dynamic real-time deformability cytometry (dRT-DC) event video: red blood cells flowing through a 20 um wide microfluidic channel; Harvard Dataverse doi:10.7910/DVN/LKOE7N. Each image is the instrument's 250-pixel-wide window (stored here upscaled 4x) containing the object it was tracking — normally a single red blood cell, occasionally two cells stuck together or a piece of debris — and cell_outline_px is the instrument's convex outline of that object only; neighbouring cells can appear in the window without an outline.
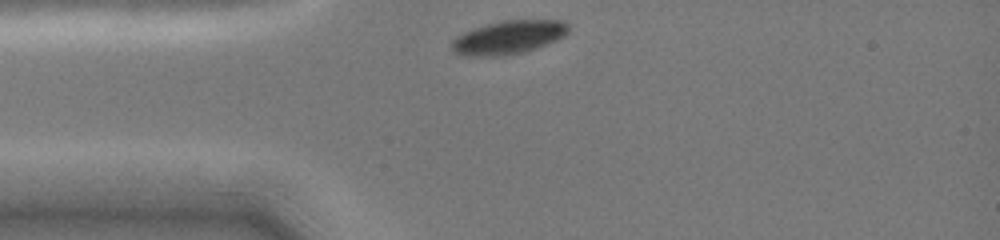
{"species": "common noctule bat (a hibernating species)", "species_latin": "Nyctalus noctula", "temperature_condition": "cold", "stored_images_in_passage": 2, "camera_frame_rate_fps": 3000, "um_per_image_px": 0.085, "animal": {"sex": "female", "body_mass_g": 19.0, "forearm_length_mm": 51.5}, "frame": {"image": 1, "passage_image": 1, "time_ms": 0.0, "image_size_px": [1000, 240], "cell_outline_px": [[568, 32], [564, 36], [556, 40], [536, 48], [520, 52], [500, 56], [480, 56], [456, 52], [452, 48], [452, 40], [456, 36], [472, 28], [504, 20], [564, 20], [568, 24]], "centroid_in_image_um": [43.26, 3.15], "position_along_channel_um": 41.7, "area_um2": 22.37}}